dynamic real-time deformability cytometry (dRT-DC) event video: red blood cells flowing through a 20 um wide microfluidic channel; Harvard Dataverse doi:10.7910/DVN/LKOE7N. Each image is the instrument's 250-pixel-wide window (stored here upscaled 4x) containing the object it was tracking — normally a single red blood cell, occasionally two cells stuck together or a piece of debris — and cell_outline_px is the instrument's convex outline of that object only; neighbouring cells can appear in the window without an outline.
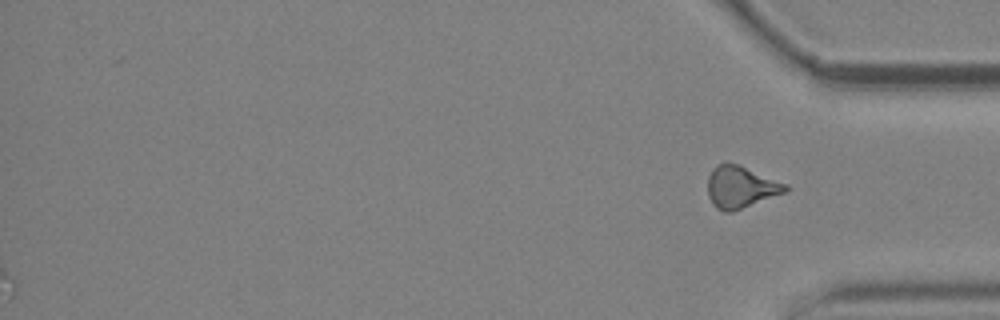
{"species": "common noctule bat (a hibernating species)", "species_latin": "Nyctalus noctula", "temperature_condition": "cold", "stored_images_in_passage": 16, "segment_of_instrument_passage": [2, 2], "camera_frame_rate_fps": 3000, "um_per_image_px": 0.085, "animal": {"sex": "male", "body_mass_g": 19.2, "forearm_length_mm": 51.8}, "frame": {"image": 1, "passage_image": 16, "time_ms": 20.333, "image_size_px": [1000, 320], "cell_outline_px": [[788, 192], [732, 212], [724, 212], [716, 208], [708, 196], [708, 176], [712, 168], [716, 164], [724, 160], [728, 160], [740, 164], [788, 184]], "centroid_in_image_um": [62.96, 15.86], "position_along_channel_um": 372.2, "area_um2": 19.65}}